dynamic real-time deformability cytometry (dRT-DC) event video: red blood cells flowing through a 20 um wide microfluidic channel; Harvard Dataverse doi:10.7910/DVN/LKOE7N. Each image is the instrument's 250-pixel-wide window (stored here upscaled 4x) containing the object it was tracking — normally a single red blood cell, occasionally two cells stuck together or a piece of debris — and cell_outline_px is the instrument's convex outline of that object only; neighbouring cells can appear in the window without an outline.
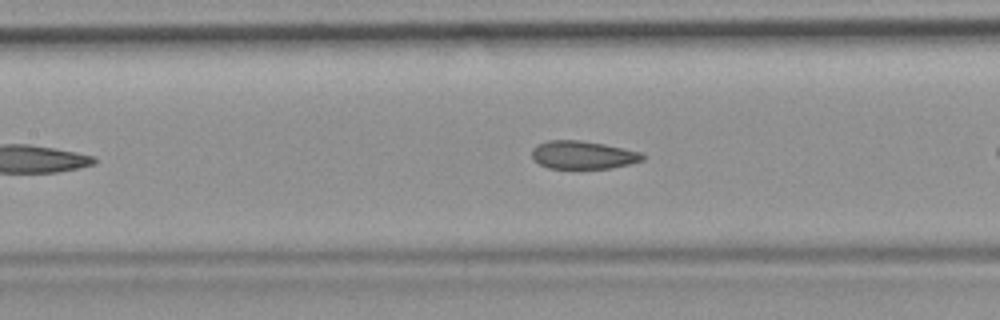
{"species": "common noctule bat (a hibernating species)", "species_latin": "Nyctalus noctula", "temperature_condition": "room temperature", "stored_images_in_passage": 12, "camera_frame_rate_fps": 3000, "um_per_image_px": 0.085, "animal": {"sex": "female", "body_mass_g": 19.9}, "frame": {"image": 1, "passage_image": 10, "time_ms": 3.0, "image_size_px": [1000, 320], "cell_outline_px": [[644, 160], [612, 168], [548, 168], [540, 164], [532, 156], [532, 148], [536, 144], [548, 140], [580, 140], [604, 144], [644, 152]], "centroid_in_image_um": [49.57, 13.16], "position_along_channel_um": 157.8, "area_um2": 18.15}}